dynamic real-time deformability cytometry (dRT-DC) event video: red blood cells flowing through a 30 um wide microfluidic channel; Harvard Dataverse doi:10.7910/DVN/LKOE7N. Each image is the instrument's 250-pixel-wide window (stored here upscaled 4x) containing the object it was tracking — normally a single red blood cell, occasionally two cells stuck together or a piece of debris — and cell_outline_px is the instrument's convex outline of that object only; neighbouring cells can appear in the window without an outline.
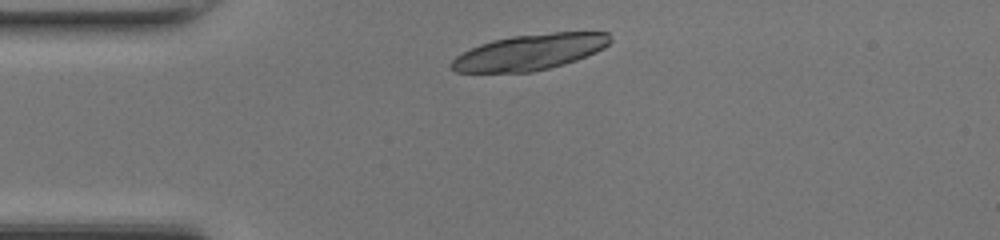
{"species": "common noctule bat (a hibernating species)", "species_latin": "Nyctalus noctula", "temperature_condition": "room temperature", "stored_images_in_passage": 38, "camera_frame_rate_fps": 3000, "um_per_image_px": 0.085, "animal": {"sex": "female", "body_mass_g": 17.0, "forearm_length_mm": 48.0}, "frame": {"image": 1, "passage_image": 1, "time_ms": 0.0, "image_size_px": [1000, 240], "cell_outline_px": [[612, 40], [604, 48], [596, 52], [576, 60], [548, 68], [532, 72], [456, 72], [452, 68], [452, 60], [456, 56], [480, 44], [492, 40], [512, 36], [552, 32], [608, 32]], "centroid_in_image_um": [45.06, 4.42], "position_along_channel_um": 39.9, "area_um2": 32.83}}